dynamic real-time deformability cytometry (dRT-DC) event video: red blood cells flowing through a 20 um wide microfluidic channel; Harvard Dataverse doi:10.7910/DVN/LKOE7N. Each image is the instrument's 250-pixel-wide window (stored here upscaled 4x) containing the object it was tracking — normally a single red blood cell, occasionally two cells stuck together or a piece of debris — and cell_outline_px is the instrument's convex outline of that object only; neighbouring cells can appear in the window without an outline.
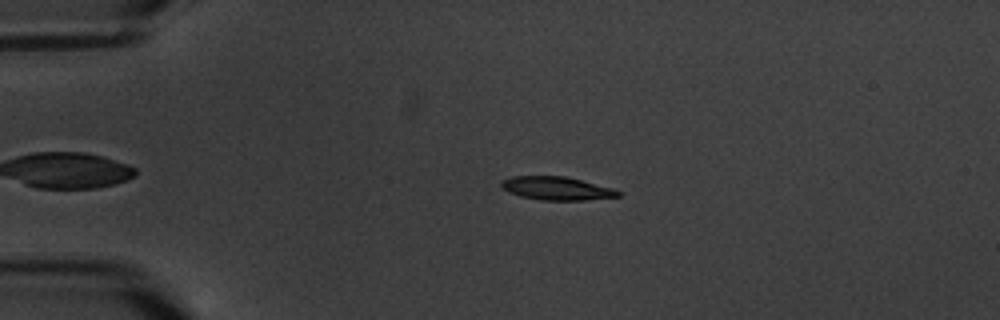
{"species": "common noctule bat (a hibernating species)", "species_latin": "Nyctalus noctula", "temperature_condition": "warm", "stored_images_in_passage": 6, "camera_frame_rate_fps": 3000, "um_per_image_px": 0.085, "animal": {"sex": "male", "body_mass_g": 20.1, "forearm_length_mm": 53.5}, "frame": {"image": 1, "passage_image": 2, "time_ms": 1.333, "image_size_px": [1000, 320], "cell_outline_px": [[620, 196], [584, 200], [540, 200], [520, 196], [508, 192], [500, 184], [500, 180], [512, 176], [564, 176], [612, 188], [620, 192]], "centroid_in_image_um": [47.26, 16.01], "position_along_channel_um": 37.7, "area_um2": 15.72}}
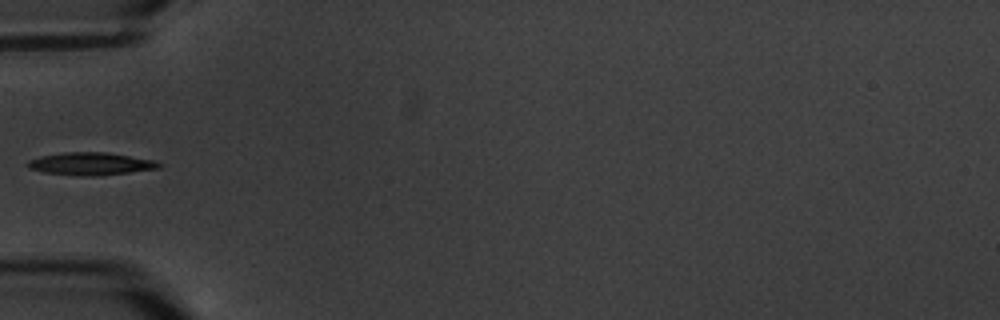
{"frame": {"image": 2, "passage_image": 4, "time_ms": 3.667, "image_size_px": [1000, 320], "cell_outline_px": [[160, 168], [100, 176], [80, 176], [44, 172], [28, 168], [24, 164], [28, 160], [40, 156], [64, 152], [108, 152], [156, 160], [160, 164]], "centroid_in_image_um": [7.69, 13.92], "position_along_channel_um": 77.3, "area_um2": 17.51}}